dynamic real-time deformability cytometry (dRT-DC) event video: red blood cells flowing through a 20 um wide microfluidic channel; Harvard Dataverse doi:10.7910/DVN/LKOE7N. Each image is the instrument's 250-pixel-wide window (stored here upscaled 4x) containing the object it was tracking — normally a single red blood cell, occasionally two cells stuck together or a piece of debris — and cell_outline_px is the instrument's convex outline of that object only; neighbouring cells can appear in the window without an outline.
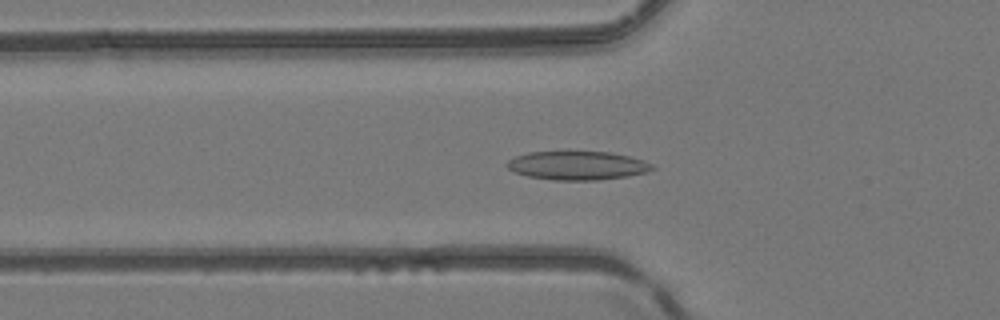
{"species": "common noctule bat (a hibernating species)", "species_latin": "Nyctalus noctula", "temperature_condition": "room temperature", "stored_images_in_passage": 52, "camera_frame_rate_fps": 3000, "um_per_image_px": 0.085, "animal": {"sex": "female", "body_mass_g": 24.6, "forearm_length_mm": 56.2}, "frame": {"image": 1, "passage_image": 18, "time_ms": 5.667, "image_size_px": [1000, 320], "cell_outline_px": [[656, 168], [644, 172], [628, 176], [596, 180], [556, 180], [528, 176], [516, 172], [508, 168], [504, 164], [508, 160], [516, 156], [528, 152], [608, 152], [628, 156], [644, 160], [652, 164]], "centroid_in_image_um": [49.07, 14.07], "position_along_channel_um": 76.7, "area_um2": 24.04}}
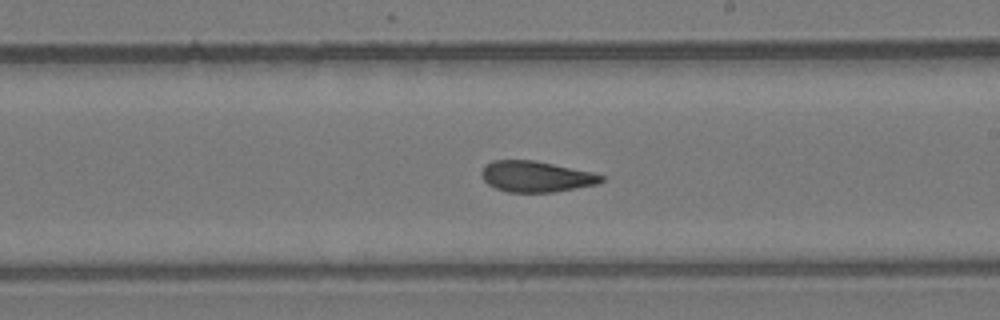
{"frame": {"image": 2, "passage_image": 30, "time_ms": 9.667, "image_size_px": [1000, 320], "cell_outline_px": [[604, 180], [596, 184], [552, 192], [508, 192], [496, 188], [488, 184], [484, 180], [480, 172], [484, 164], [492, 160], [536, 160], [592, 172], [604, 176]], "centroid_in_image_um": [45.52, 14.99], "position_along_channel_um": 243.5, "area_um2": 21.56}}
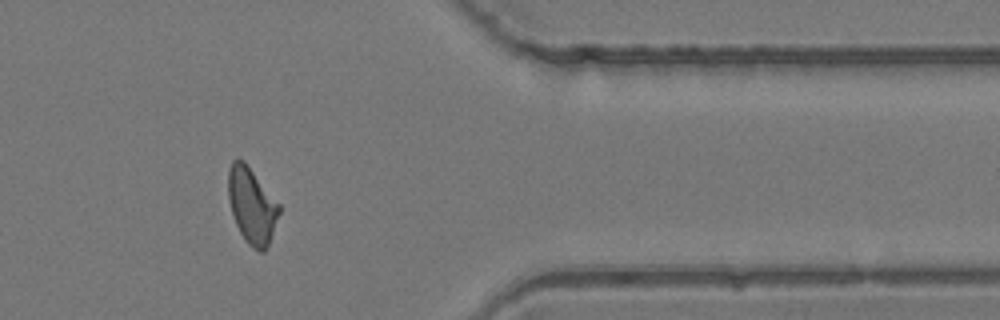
{"frame": {"image": 3, "passage_image": 42, "time_ms": 13.667, "image_size_px": [1000, 320], "cell_outline_px": [[280, 212], [268, 244], [264, 252], [260, 252], [252, 248], [244, 240], [236, 224], [228, 200], [228, 168], [232, 160], [244, 160], [280, 204]], "centroid_in_image_um": [21.4, 17.46], "position_along_channel_um": 390.0, "area_um2": 22.48}, "authors_computed_cell_mechanics": {"area_um2": 22.6287, "velocity_mm_per_s": 4.1522, "shape_relaxation_time_tau1_ms": 7.5919, "shape_relaxation_time_tau2_ms": 2.4123, "deformation_change_tau1": 0.1826, "deformation_change_tau2": 0.093}}